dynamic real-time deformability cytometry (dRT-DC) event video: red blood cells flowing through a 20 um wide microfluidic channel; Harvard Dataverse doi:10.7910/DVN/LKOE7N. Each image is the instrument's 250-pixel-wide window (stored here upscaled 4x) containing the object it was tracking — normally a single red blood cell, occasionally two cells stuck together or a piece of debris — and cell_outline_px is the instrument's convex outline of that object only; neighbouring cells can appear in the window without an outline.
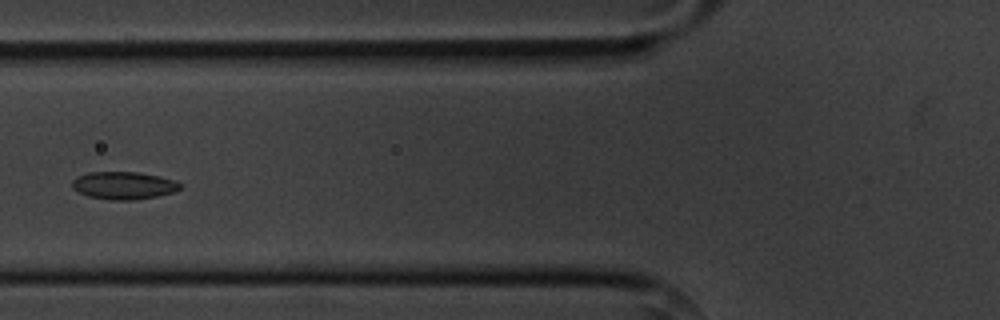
{"species": "common noctule bat (a hibernating species)", "species_latin": "Nyctalus noctula", "temperature_condition": "cold", "stored_images_in_passage": 7, "camera_frame_rate_fps": 3000, "um_per_image_px": 0.085, "animal": {"sex": "male", "body_mass_g": 20.1, "forearm_length_mm": 53.5}, "frame": {"image": 1, "passage_image": 5, "time_ms": 4.667, "image_size_px": [1000, 320], "cell_outline_px": [[184, 184], [176, 192], [136, 200], [112, 200], [88, 196], [72, 188], [72, 180], [76, 176], [88, 172], [136, 172], [160, 176], [176, 180]], "centroid_in_image_um": [10.55, 15.76], "position_along_channel_um": 115.3, "area_um2": 17.57}}
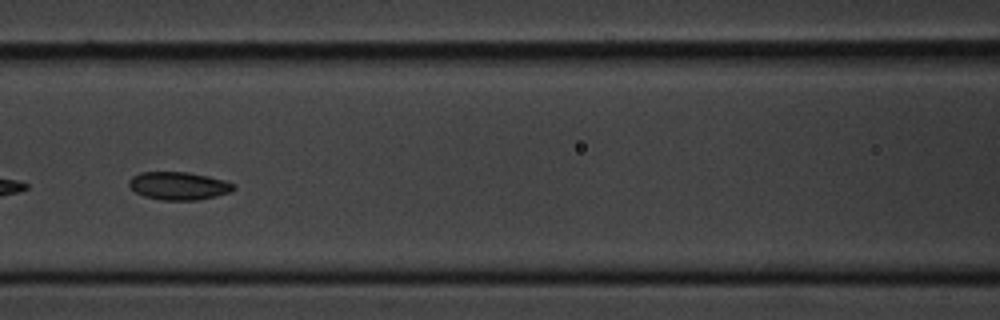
{"frame": {"image": 2, "passage_image": 6, "time_ms": 5.667, "image_size_px": [1000, 320], "cell_outline_px": [[236, 188], [228, 192], [216, 196], [200, 200], [160, 200], [144, 196], [136, 192], [128, 184], [128, 180], [132, 176], [140, 172], [188, 172], [208, 176], [224, 180], [236, 184]], "centroid_in_image_um": [15.19, 15.79], "position_along_channel_um": 151.4, "area_um2": 17.11}}
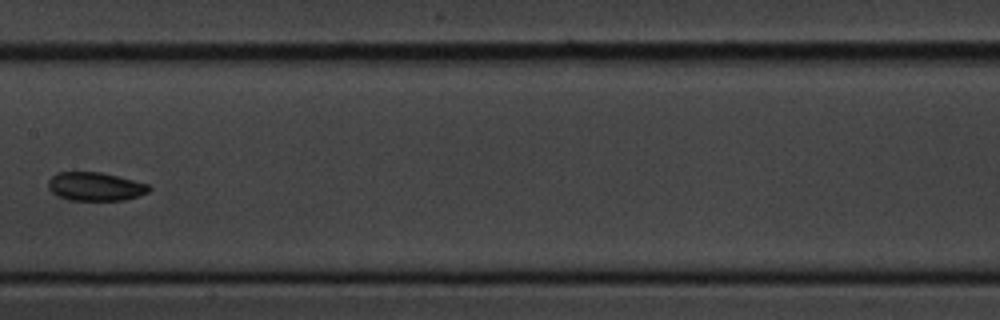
{"frame": {"image": 3, "passage_image": 7, "time_ms": 7.0, "image_size_px": [1000, 320], "cell_outline_px": [[152, 188], [148, 192], [124, 200], [68, 200], [56, 196], [48, 188], [48, 180], [56, 172], [100, 172], [148, 184]], "centroid_in_image_um": [8.05, 15.86], "position_along_channel_um": 199.3, "area_um2": 16.7}}